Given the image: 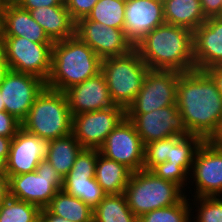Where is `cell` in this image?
I'll use <instances>...</instances> for the list:
<instances>
[{
    "mask_svg": "<svg viewBox=\"0 0 222 222\" xmlns=\"http://www.w3.org/2000/svg\"><path fill=\"white\" fill-rule=\"evenodd\" d=\"M83 147L71 133L49 142L47 160L63 179L71 170Z\"/></svg>",
    "mask_w": 222,
    "mask_h": 222,
    "instance_id": "cell-25",
    "label": "cell"
},
{
    "mask_svg": "<svg viewBox=\"0 0 222 222\" xmlns=\"http://www.w3.org/2000/svg\"><path fill=\"white\" fill-rule=\"evenodd\" d=\"M131 174L124 164L104 157L97 149L95 179L107 195L123 194Z\"/></svg>",
    "mask_w": 222,
    "mask_h": 222,
    "instance_id": "cell-24",
    "label": "cell"
},
{
    "mask_svg": "<svg viewBox=\"0 0 222 222\" xmlns=\"http://www.w3.org/2000/svg\"><path fill=\"white\" fill-rule=\"evenodd\" d=\"M45 86L46 82L35 75L9 69L0 83L6 112L22 123Z\"/></svg>",
    "mask_w": 222,
    "mask_h": 222,
    "instance_id": "cell-13",
    "label": "cell"
},
{
    "mask_svg": "<svg viewBox=\"0 0 222 222\" xmlns=\"http://www.w3.org/2000/svg\"><path fill=\"white\" fill-rule=\"evenodd\" d=\"M187 189V197L222 196V147L211 140L201 144L194 157Z\"/></svg>",
    "mask_w": 222,
    "mask_h": 222,
    "instance_id": "cell-8",
    "label": "cell"
},
{
    "mask_svg": "<svg viewBox=\"0 0 222 222\" xmlns=\"http://www.w3.org/2000/svg\"><path fill=\"white\" fill-rule=\"evenodd\" d=\"M62 186L63 179L47 158L39 162L34 172L9 178L10 197L37 205L40 209L50 204Z\"/></svg>",
    "mask_w": 222,
    "mask_h": 222,
    "instance_id": "cell-7",
    "label": "cell"
},
{
    "mask_svg": "<svg viewBox=\"0 0 222 222\" xmlns=\"http://www.w3.org/2000/svg\"><path fill=\"white\" fill-rule=\"evenodd\" d=\"M102 59L76 35L54 42L46 87L65 92L101 72Z\"/></svg>",
    "mask_w": 222,
    "mask_h": 222,
    "instance_id": "cell-3",
    "label": "cell"
},
{
    "mask_svg": "<svg viewBox=\"0 0 222 222\" xmlns=\"http://www.w3.org/2000/svg\"><path fill=\"white\" fill-rule=\"evenodd\" d=\"M0 111H6L5 110V105L2 104V94H1V92H0Z\"/></svg>",
    "mask_w": 222,
    "mask_h": 222,
    "instance_id": "cell-48",
    "label": "cell"
},
{
    "mask_svg": "<svg viewBox=\"0 0 222 222\" xmlns=\"http://www.w3.org/2000/svg\"><path fill=\"white\" fill-rule=\"evenodd\" d=\"M52 214L72 222H93V209L77 197L59 190L46 207Z\"/></svg>",
    "mask_w": 222,
    "mask_h": 222,
    "instance_id": "cell-26",
    "label": "cell"
},
{
    "mask_svg": "<svg viewBox=\"0 0 222 222\" xmlns=\"http://www.w3.org/2000/svg\"><path fill=\"white\" fill-rule=\"evenodd\" d=\"M8 2V0H0V9H3L8 4Z\"/></svg>",
    "mask_w": 222,
    "mask_h": 222,
    "instance_id": "cell-47",
    "label": "cell"
},
{
    "mask_svg": "<svg viewBox=\"0 0 222 222\" xmlns=\"http://www.w3.org/2000/svg\"><path fill=\"white\" fill-rule=\"evenodd\" d=\"M145 146L133 123L125 117L106 137L99 148L104 157L124 164L132 172L144 165Z\"/></svg>",
    "mask_w": 222,
    "mask_h": 222,
    "instance_id": "cell-15",
    "label": "cell"
},
{
    "mask_svg": "<svg viewBox=\"0 0 222 222\" xmlns=\"http://www.w3.org/2000/svg\"><path fill=\"white\" fill-rule=\"evenodd\" d=\"M97 149L83 148L63 178L62 190L94 209L107 195L95 179Z\"/></svg>",
    "mask_w": 222,
    "mask_h": 222,
    "instance_id": "cell-11",
    "label": "cell"
},
{
    "mask_svg": "<svg viewBox=\"0 0 222 222\" xmlns=\"http://www.w3.org/2000/svg\"><path fill=\"white\" fill-rule=\"evenodd\" d=\"M21 127V122L14 116L6 111H0V136L13 138Z\"/></svg>",
    "mask_w": 222,
    "mask_h": 222,
    "instance_id": "cell-36",
    "label": "cell"
},
{
    "mask_svg": "<svg viewBox=\"0 0 222 222\" xmlns=\"http://www.w3.org/2000/svg\"><path fill=\"white\" fill-rule=\"evenodd\" d=\"M37 205L9 198L0 206V222H40Z\"/></svg>",
    "mask_w": 222,
    "mask_h": 222,
    "instance_id": "cell-30",
    "label": "cell"
},
{
    "mask_svg": "<svg viewBox=\"0 0 222 222\" xmlns=\"http://www.w3.org/2000/svg\"><path fill=\"white\" fill-rule=\"evenodd\" d=\"M165 23L163 3L157 0H126L124 32L126 37L137 44L157 26Z\"/></svg>",
    "mask_w": 222,
    "mask_h": 222,
    "instance_id": "cell-18",
    "label": "cell"
},
{
    "mask_svg": "<svg viewBox=\"0 0 222 222\" xmlns=\"http://www.w3.org/2000/svg\"><path fill=\"white\" fill-rule=\"evenodd\" d=\"M189 204L191 222H222V196L189 197Z\"/></svg>",
    "mask_w": 222,
    "mask_h": 222,
    "instance_id": "cell-31",
    "label": "cell"
},
{
    "mask_svg": "<svg viewBox=\"0 0 222 222\" xmlns=\"http://www.w3.org/2000/svg\"><path fill=\"white\" fill-rule=\"evenodd\" d=\"M40 222H72L61 216L52 214L47 208L40 210Z\"/></svg>",
    "mask_w": 222,
    "mask_h": 222,
    "instance_id": "cell-41",
    "label": "cell"
},
{
    "mask_svg": "<svg viewBox=\"0 0 222 222\" xmlns=\"http://www.w3.org/2000/svg\"><path fill=\"white\" fill-rule=\"evenodd\" d=\"M124 195L137 218L155 209L178 204L186 196L177 184L144 169L132 172Z\"/></svg>",
    "mask_w": 222,
    "mask_h": 222,
    "instance_id": "cell-5",
    "label": "cell"
},
{
    "mask_svg": "<svg viewBox=\"0 0 222 222\" xmlns=\"http://www.w3.org/2000/svg\"><path fill=\"white\" fill-rule=\"evenodd\" d=\"M151 172L157 177L177 184L186 192L189 183V175L179 165H172L171 162L165 161L162 164L156 165Z\"/></svg>",
    "mask_w": 222,
    "mask_h": 222,
    "instance_id": "cell-34",
    "label": "cell"
},
{
    "mask_svg": "<svg viewBox=\"0 0 222 222\" xmlns=\"http://www.w3.org/2000/svg\"><path fill=\"white\" fill-rule=\"evenodd\" d=\"M166 24L180 26L194 32L207 18L200 0H167L163 3Z\"/></svg>",
    "mask_w": 222,
    "mask_h": 222,
    "instance_id": "cell-23",
    "label": "cell"
},
{
    "mask_svg": "<svg viewBox=\"0 0 222 222\" xmlns=\"http://www.w3.org/2000/svg\"><path fill=\"white\" fill-rule=\"evenodd\" d=\"M3 9H0V31H2L1 29V12H2Z\"/></svg>",
    "mask_w": 222,
    "mask_h": 222,
    "instance_id": "cell-49",
    "label": "cell"
},
{
    "mask_svg": "<svg viewBox=\"0 0 222 222\" xmlns=\"http://www.w3.org/2000/svg\"><path fill=\"white\" fill-rule=\"evenodd\" d=\"M190 134L211 140L222 123V95L205 72H180L177 103Z\"/></svg>",
    "mask_w": 222,
    "mask_h": 222,
    "instance_id": "cell-1",
    "label": "cell"
},
{
    "mask_svg": "<svg viewBox=\"0 0 222 222\" xmlns=\"http://www.w3.org/2000/svg\"><path fill=\"white\" fill-rule=\"evenodd\" d=\"M49 142L27 132L22 127L12 138L4 172L11 176L34 172L39 162L47 157Z\"/></svg>",
    "mask_w": 222,
    "mask_h": 222,
    "instance_id": "cell-17",
    "label": "cell"
},
{
    "mask_svg": "<svg viewBox=\"0 0 222 222\" xmlns=\"http://www.w3.org/2000/svg\"><path fill=\"white\" fill-rule=\"evenodd\" d=\"M138 222H191L189 197L185 196L178 204L147 212Z\"/></svg>",
    "mask_w": 222,
    "mask_h": 222,
    "instance_id": "cell-32",
    "label": "cell"
},
{
    "mask_svg": "<svg viewBox=\"0 0 222 222\" xmlns=\"http://www.w3.org/2000/svg\"><path fill=\"white\" fill-rule=\"evenodd\" d=\"M93 222H138L123 194L106 195L93 209Z\"/></svg>",
    "mask_w": 222,
    "mask_h": 222,
    "instance_id": "cell-27",
    "label": "cell"
},
{
    "mask_svg": "<svg viewBox=\"0 0 222 222\" xmlns=\"http://www.w3.org/2000/svg\"><path fill=\"white\" fill-rule=\"evenodd\" d=\"M3 36L25 37L36 43H54L28 10L9 1L1 12Z\"/></svg>",
    "mask_w": 222,
    "mask_h": 222,
    "instance_id": "cell-21",
    "label": "cell"
},
{
    "mask_svg": "<svg viewBox=\"0 0 222 222\" xmlns=\"http://www.w3.org/2000/svg\"><path fill=\"white\" fill-rule=\"evenodd\" d=\"M126 117V110L110 108L72 116V134L83 148L99 149L109 133Z\"/></svg>",
    "mask_w": 222,
    "mask_h": 222,
    "instance_id": "cell-14",
    "label": "cell"
},
{
    "mask_svg": "<svg viewBox=\"0 0 222 222\" xmlns=\"http://www.w3.org/2000/svg\"><path fill=\"white\" fill-rule=\"evenodd\" d=\"M150 70H195L193 32L164 23L157 26L134 45Z\"/></svg>",
    "mask_w": 222,
    "mask_h": 222,
    "instance_id": "cell-2",
    "label": "cell"
},
{
    "mask_svg": "<svg viewBox=\"0 0 222 222\" xmlns=\"http://www.w3.org/2000/svg\"><path fill=\"white\" fill-rule=\"evenodd\" d=\"M148 71L135 48L125 55L103 59L101 72L114 105L126 110L138 95Z\"/></svg>",
    "mask_w": 222,
    "mask_h": 222,
    "instance_id": "cell-6",
    "label": "cell"
},
{
    "mask_svg": "<svg viewBox=\"0 0 222 222\" xmlns=\"http://www.w3.org/2000/svg\"><path fill=\"white\" fill-rule=\"evenodd\" d=\"M206 18L222 17V0H200Z\"/></svg>",
    "mask_w": 222,
    "mask_h": 222,
    "instance_id": "cell-38",
    "label": "cell"
},
{
    "mask_svg": "<svg viewBox=\"0 0 222 222\" xmlns=\"http://www.w3.org/2000/svg\"><path fill=\"white\" fill-rule=\"evenodd\" d=\"M180 72L176 70H150L142 87L126 109V113H149L156 109L176 105Z\"/></svg>",
    "mask_w": 222,
    "mask_h": 222,
    "instance_id": "cell-10",
    "label": "cell"
},
{
    "mask_svg": "<svg viewBox=\"0 0 222 222\" xmlns=\"http://www.w3.org/2000/svg\"><path fill=\"white\" fill-rule=\"evenodd\" d=\"M170 153V138L152 141L145 145L144 170H152L156 165L164 163Z\"/></svg>",
    "mask_w": 222,
    "mask_h": 222,
    "instance_id": "cell-33",
    "label": "cell"
},
{
    "mask_svg": "<svg viewBox=\"0 0 222 222\" xmlns=\"http://www.w3.org/2000/svg\"><path fill=\"white\" fill-rule=\"evenodd\" d=\"M126 117L135 126L144 146L152 141L190 135L177 105L163 107L149 113H126Z\"/></svg>",
    "mask_w": 222,
    "mask_h": 222,
    "instance_id": "cell-12",
    "label": "cell"
},
{
    "mask_svg": "<svg viewBox=\"0 0 222 222\" xmlns=\"http://www.w3.org/2000/svg\"><path fill=\"white\" fill-rule=\"evenodd\" d=\"M29 12L53 42L75 36L76 22L65 5L42 6Z\"/></svg>",
    "mask_w": 222,
    "mask_h": 222,
    "instance_id": "cell-22",
    "label": "cell"
},
{
    "mask_svg": "<svg viewBox=\"0 0 222 222\" xmlns=\"http://www.w3.org/2000/svg\"><path fill=\"white\" fill-rule=\"evenodd\" d=\"M54 43H36L25 37L4 36L5 62L10 70L35 75L45 82L51 72Z\"/></svg>",
    "mask_w": 222,
    "mask_h": 222,
    "instance_id": "cell-9",
    "label": "cell"
},
{
    "mask_svg": "<svg viewBox=\"0 0 222 222\" xmlns=\"http://www.w3.org/2000/svg\"><path fill=\"white\" fill-rule=\"evenodd\" d=\"M21 124L27 132L48 141L71 134L72 115L65 92L45 86Z\"/></svg>",
    "mask_w": 222,
    "mask_h": 222,
    "instance_id": "cell-4",
    "label": "cell"
},
{
    "mask_svg": "<svg viewBox=\"0 0 222 222\" xmlns=\"http://www.w3.org/2000/svg\"><path fill=\"white\" fill-rule=\"evenodd\" d=\"M12 138L0 136V161L5 164L10 151Z\"/></svg>",
    "mask_w": 222,
    "mask_h": 222,
    "instance_id": "cell-40",
    "label": "cell"
},
{
    "mask_svg": "<svg viewBox=\"0 0 222 222\" xmlns=\"http://www.w3.org/2000/svg\"><path fill=\"white\" fill-rule=\"evenodd\" d=\"M9 177L0 176V206L9 198Z\"/></svg>",
    "mask_w": 222,
    "mask_h": 222,
    "instance_id": "cell-42",
    "label": "cell"
},
{
    "mask_svg": "<svg viewBox=\"0 0 222 222\" xmlns=\"http://www.w3.org/2000/svg\"><path fill=\"white\" fill-rule=\"evenodd\" d=\"M71 115L93 112L114 105L102 72L65 91Z\"/></svg>",
    "mask_w": 222,
    "mask_h": 222,
    "instance_id": "cell-20",
    "label": "cell"
},
{
    "mask_svg": "<svg viewBox=\"0 0 222 222\" xmlns=\"http://www.w3.org/2000/svg\"><path fill=\"white\" fill-rule=\"evenodd\" d=\"M125 4L126 0H98L86 18L108 27L123 29Z\"/></svg>",
    "mask_w": 222,
    "mask_h": 222,
    "instance_id": "cell-29",
    "label": "cell"
},
{
    "mask_svg": "<svg viewBox=\"0 0 222 222\" xmlns=\"http://www.w3.org/2000/svg\"><path fill=\"white\" fill-rule=\"evenodd\" d=\"M98 0H64L65 7L71 18L77 22L79 19L87 17Z\"/></svg>",
    "mask_w": 222,
    "mask_h": 222,
    "instance_id": "cell-35",
    "label": "cell"
},
{
    "mask_svg": "<svg viewBox=\"0 0 222 222\" xmlns=\"http://www.w3.org/2000/svg\"><path fill=\"white\" fill-rule=\"evenodd\" d=\"M15 3L28 11L42 6L49 7L54 5H65L64 0H17Z\"/></svg>",
    "mask_w": 222,
    "mask_h": 222,
    "instance_id": "cell-37",
    "label": "cell"
},
{
    "mask_svg": "<svg viewBox=\"0 0 222 222\" xmlns=\"http://www.w3.org/2000/svg\"><path fill=\"white\" fill-rule=\"evenodd\" d=\"M195 70L222 66V17H210L193 32Z\"/></svg>",
    "mask_w": 222,
    "mask_h": 222,
    "instance_id": "cell-19",
    "label": "cell"
},
{
    "mask_svg": "<svg viewBox=\"0 0 222 222\" xmlns=\"http://www.w3.org/2000/svg\"><path fill=\"white\" fill-rule=\"evenodd\" d=\"M205 72L213 79L217 89L222 95V66L211 67L205 70Z\"/></svg>",
    "mask_w": 222,
    "mask_h": 222,
    "instance_id": "cell-39",
    "label": "cell"
},
{
    "mask_svg": "<svg viewBox=\"0 0 222 222\" xmlns=\"http://www.w3.org/2000/svg\"><path fill=\"white\" fill-rule=\"evenodd\" d=\"M8 70L9 68L7 63H0V83L3 81V78Z\"/></svg>",
    "mask_w": 222,
    "mask_h": 222,
    "instance_id": "cell-45",
    "label": "cell"
},
{
    "mask_svg": "<svg viewBox=\"0 0 222 222\" xmlns=\"http://www.w3.org/2000/svg\"><path fill=\"white\" fill-rule=\"evenodd\" d=\"M211 141L219 146L222 147V123L220 125V128L218 130V132L213 136V138L211 139Z\"/></svg>",
    "mask_w": 222,
    "mask_h": 222,
    "instance_id": "cell-43",
    "label": "cell"
},
{
    "mask_svg": "<svg viewBox=\"0 0 222 222\" xmlns=\"http://www.w3.org/2000/svg\"><path fill=\"white\" fill-rule=\"evenodd\" d=\"M0 63H6L4 53V36L2 31H0Z\"/></svg>",
    "mask_w": 222,
    "mask_h": 222,
    "instance_id": "cell-44",
    "label": "cell"
},
{
    "mask_svg": "<svg viewBox=\"0 0 222 222\" xmlns=\"http://www.w3.org/2000/svg\"><path fill=\"white\" fill-rule=\"evenodd\" d=\"M75 35L102 60L125 55L134 49V45L126 37L124 29L108 27L102 23L88 20L86 17L76 22Z\"/></svg>",
    "mask_w": 222,
    "mask_h": 222,
    "instance_id": "cell-16",
    "label": "cell"
},
{
    "mask_svg": "<svg viewBox=\"0 0 222 222\" xmlns=\"http://www.w3.org/2000/svg\"><path fill=\"white\" fill-rule=\"evenodd\" d=\"M0 176H7L4 172V164L0 161Z\"/></svg>",
    "mask_w": 222,
    "mask_h": 222,
    "instance_id": "cell-46",
    "label": "cell"
},
{
    "mask_svg": "<svg viewBox=\"0 0 222 222\" xmlns=\"http://www.w3.org/2000/svg\"><path fill=\"white\" fill-rule=\"evenodd\" d=\"M157 1H160V2L164 3V2L167 1V0H157Z\"/></svg>",
    "mask_w": 222,
    "mask_h": 222,
    "instance_id": "cell-50",
    "label": "cell"
},
{
    "mask_svg": "<svg viewBox=\"0 0 222 222\" xmlns=\"http://www.w3.org/2000/svg\"><path fill=\"white\" fill-rule=\"evenodd\" d=\"M204 141L201 136L195 134L170 137V153L166 161L179 165L189 175L195 154Z\"/></svg>",
    "mask_w": 222,
    "mask_h": 222,
    "instance_id": "cell-28",
    "label": "cell"
}]
</instances>
